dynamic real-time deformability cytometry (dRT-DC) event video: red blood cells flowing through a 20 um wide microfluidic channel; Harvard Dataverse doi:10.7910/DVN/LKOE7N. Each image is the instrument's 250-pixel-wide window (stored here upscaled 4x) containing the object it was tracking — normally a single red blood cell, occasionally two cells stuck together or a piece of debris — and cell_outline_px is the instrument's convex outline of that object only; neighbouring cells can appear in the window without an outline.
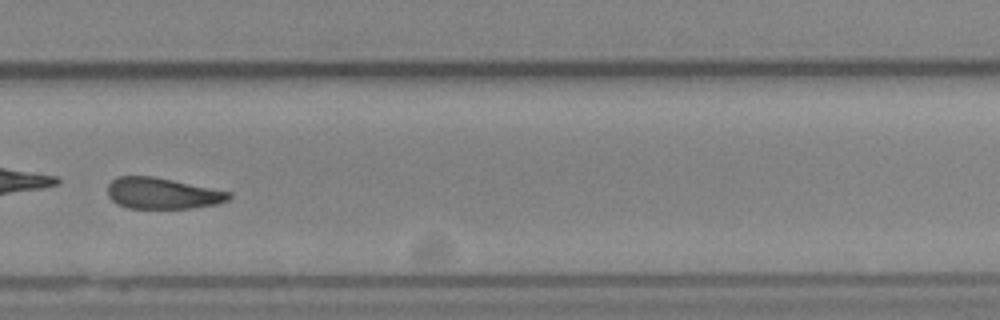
{"species": "Egyptian fruit bat (a non-hibernating species)", "species_latin": "Rousettus aegyptiacus", "temperature_condition": "cold", "stored_images_in_passage": 53, "camera_frame_rate_fps": 3000, "um_per_image_px": 0.085, "animal": {"sex": "female"}, "frame": {"image": 1, "passage_image": 38, "time_ms": 12.333, "image_size_px": [1000, 320], "cell_outline_px": [[232, 196], [228, 200], [216, 204], [192, 208], [128, 208], [116, 204], [108, 196], [108, 184], [116, 176], [152, 176], [232, 192]], "centroid_in_image_um": [13.79, 16.43], "position_along_channel_um": 316.0, "area_um2": 22.02}, "authors_computed_cell_mechanics": {"area_um2": 23.5246, "velocity_mm_per_s": 3.8559, "shape_relaxation_time_tau1_ms": 2.3138, "shape_relaxation_time_tau2_ms": 5.1201, "deformation_change_tau1": 0.253, "deformation_change_tau2": 0.1591}}